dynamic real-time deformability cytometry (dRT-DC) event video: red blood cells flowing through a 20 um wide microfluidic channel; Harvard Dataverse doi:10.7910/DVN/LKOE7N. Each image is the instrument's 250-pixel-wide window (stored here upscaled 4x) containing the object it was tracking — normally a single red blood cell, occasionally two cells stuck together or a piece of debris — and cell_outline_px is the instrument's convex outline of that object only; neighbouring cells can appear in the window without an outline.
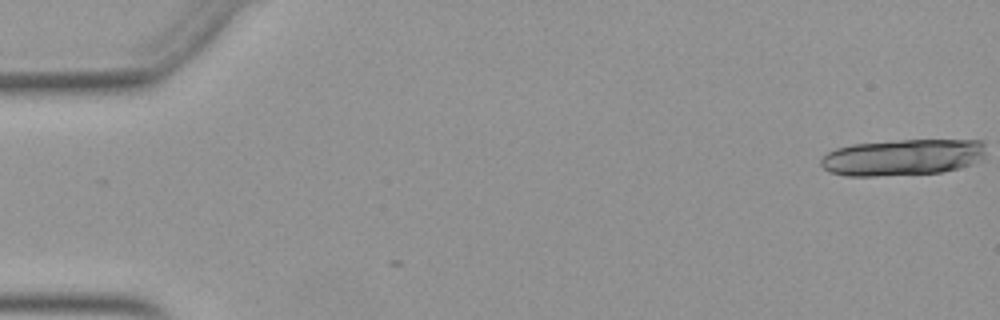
{"species": "Egyptian fruit bat (a non-hibernating species)", "species_latin": "Rousettus aegyptiacus", "temperature_condition": "warm", "stored_images_in_passage": 2, "camera_frame_rate_fps": 3000, "um_per_image_px": 0.085, "animal": {"sex": "female"}, "frame": {"image": 1, "passage_image": 2, "time_ms": 0.333, "image_size_px": [1000, 320], "cell_outline_px": [[984, 160], [960, 168], [940, 172], [876, 176], [848, 176], [828, 172], [820, 164], [820, 160], [828, 152], [836, 148], [852, 144], [900, 140], [980, 140], [984, 144]], "centroid_in_image_um": [76.72, 13.37], "position_along_channel_um": 8.3, "area_um2": 35.08}}